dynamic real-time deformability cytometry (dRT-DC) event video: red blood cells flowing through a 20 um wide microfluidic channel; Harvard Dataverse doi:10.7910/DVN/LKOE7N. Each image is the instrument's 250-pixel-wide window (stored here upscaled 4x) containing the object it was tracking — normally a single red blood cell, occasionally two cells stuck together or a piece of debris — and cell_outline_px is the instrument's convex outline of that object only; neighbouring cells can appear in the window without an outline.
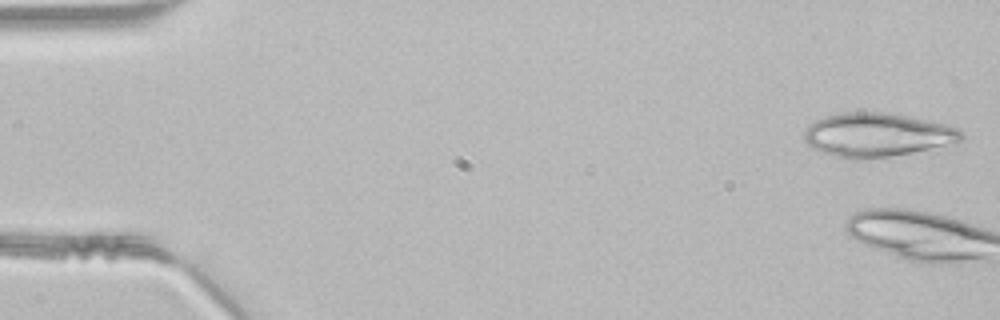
{"species": "common noctule bat (a hibernating species)", "species_latin": "Nyctalus noctula", "temperature_condition": "room temperature", "stored_images_in_passage": 3, "camera_frame_rate_fps": 3000, "um_per_image_px": 0.085, "animal": {"sex": "male", "body_mass_g": 21.5, "forearm_length_mm": 52.0}, "frame": {"image": 1, "passage_image": 1, "time_ms": 0.0, "image_size_px": [1000, 320], "cell_outline_px": [[964, 140], [956, 144], [912, 152], [888, 156], [860, 160], [848, 160], [820, 152], [812, 148], [804, 140], [804, 128], [808, 124], [824, 116], [840, 112], [888, 112], [944, 124], [956, 128], [964, 136]], "centroid_in_image_um": [74.51, 11.47], "position_along_channel_um": 10.5, "area_um2": 40.52}}